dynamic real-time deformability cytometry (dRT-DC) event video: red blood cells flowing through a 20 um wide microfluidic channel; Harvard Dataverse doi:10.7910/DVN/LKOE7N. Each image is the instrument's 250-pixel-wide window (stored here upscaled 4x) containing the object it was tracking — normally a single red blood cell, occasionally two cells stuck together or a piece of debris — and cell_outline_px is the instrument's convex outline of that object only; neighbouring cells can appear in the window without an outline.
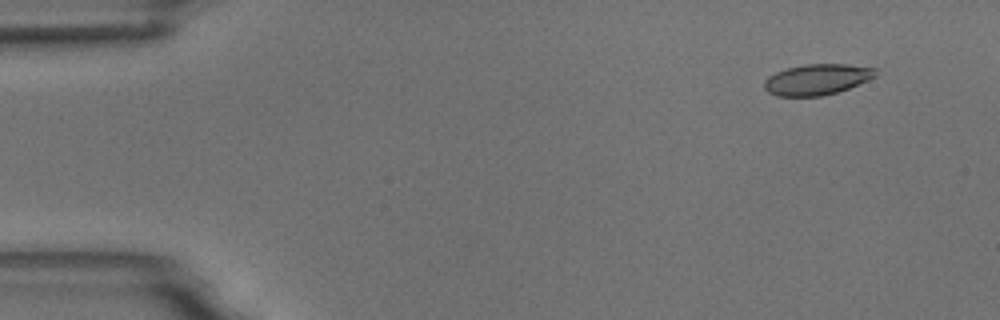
{"species": "common noctule bat (a hibernating species)", "species_latin": "Nyctalus noctula", "temperature_condition": "room temperature", "stored_images_in_passage": 5, "camera_frame_rate_fps": 3000, "um_per_image_px": 0.085, "animal": {"sex": "male", "body_mass_g": 18.8}, "frame": {"image": 1, "passage_image": 2, "time_ms": 1.333, "image_size_px": [1000, 320], "cell_outline_px": [[876, 76], [868, 80], [848, 88], [836, 92], [820, 96], [776, 96], [768, 92], [764, 88], [764, 80], [768, 76], [776, 72], [788, 68], [804, 64], [848, 64], [876, 68]], "centroid_in_image_um": [69.43, 6.75], "position_along_channel_um": 15.6, "area_um2": 19.94}}
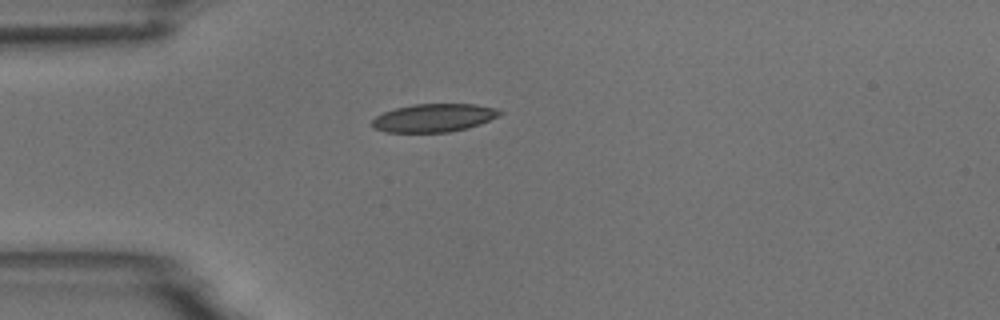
{"frame": {"image": 2, "passage_image": 5, "time_ms": 4.667, "image_size_px": [1000, 320], "cell_outline_px": [[504, 112], [500, 116], [480, 124], [448, 132], [384, 132], [376, 128], [372, 124], [372, 120], [376, 116], [384, 112], [396, 108], [412, 104], [472, 104], [496, 108]], "centroid_in_image_um": [36.9, 10.01], "position_along_channel_um": 48.1, "area_um2": 20.81}}